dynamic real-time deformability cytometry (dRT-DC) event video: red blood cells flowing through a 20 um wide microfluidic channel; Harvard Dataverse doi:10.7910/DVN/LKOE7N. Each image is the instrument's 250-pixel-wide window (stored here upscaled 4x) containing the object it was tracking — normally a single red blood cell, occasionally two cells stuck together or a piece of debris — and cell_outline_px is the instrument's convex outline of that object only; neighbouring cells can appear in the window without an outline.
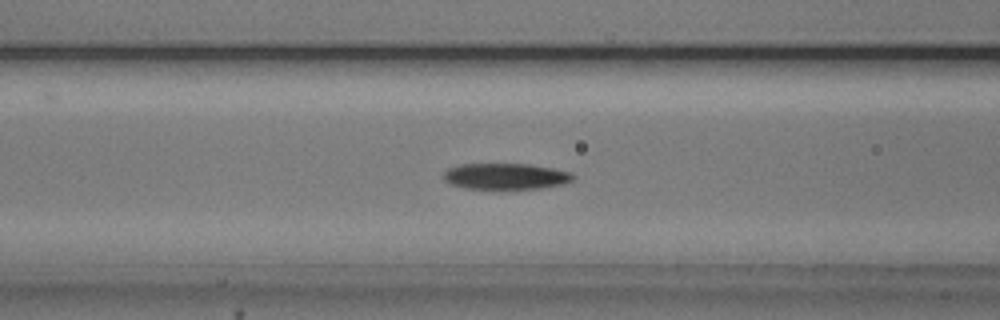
{"species": "common noctule bat (a hibernating species)", "species_latin": "Nyctalus noctula", "temperature_condition": "cold", "stored_images_in_passage": 54, "camera_frame_rate_fps": 3000, "um_per_image_px": 0.085, "animal": {"sex": "male", "body_mass_g": 20.5, "forearm_length_mm": 52.5}, "frame": {"image": 1, "passage_image": 22, "time_ms": 7.0, "image_size_px": [1000, 320], "cell_outline_px": [[576, 176], [572, 180], [564, 184], [540, 188], [504, 192], [496, 192], [464, 188], [452, 184], [444, 180], [444, 172], [448, 168], [460, 164], [528, 164], [552, 168], [572, 172]], "centroid_in_image_um": [42.98, 15.04], "position_along_channel_um": 123.6, "area_um2": 20.75}}
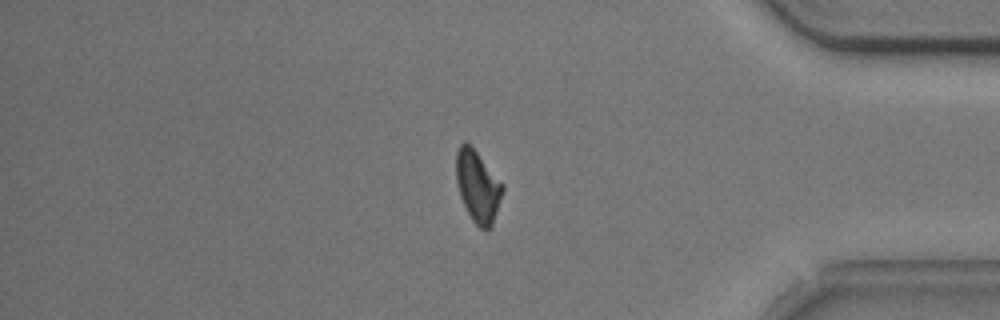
{"frame": {"image": 2, "passage_image": 46, "time_ms": 15.0, "image_size_px": [1000, 320], "cell_outline_px": [[504, 188], [492, 228], [480, 228], [472, 220], [460, 196], [456, 180], [456, 152], [460, 144], [464, 140], [476, 152], [504, 184]], "centroid_in_image_um": [40.61, 15.85], "position_along_channel_um": 394.6, "area_um2": 19.19}}
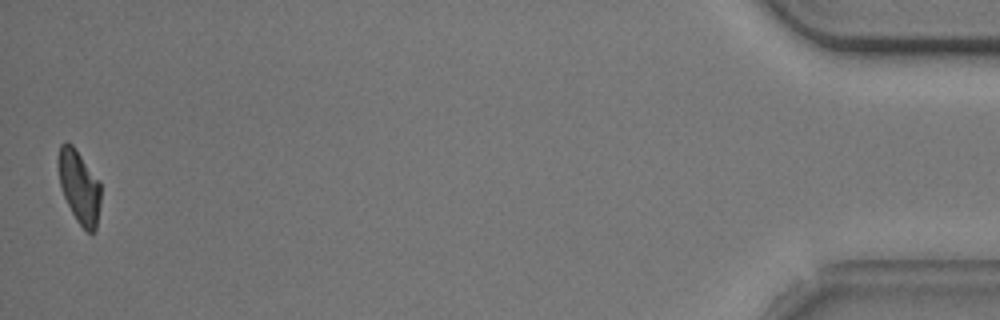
{"frame": {"image": 3, "passage_image": 54, "time_ms": 17.667, "image_size_px": [1000, 320], "cell_outline_px": [[100, 204], [96, 228], [92, 232], [88, 232], [76, 220], [64, 196], [60, 184], [56, 160], [60, 144], [72, 144], [100, 180]], "centroid_in_image_um": [6.73, 15.84], "position_along_channel_um": 428.5, "area_um2": 18.03}, "authors_computed_cell_mechanics": {"area_um2": 19.7387, "velocity_mm_per_s": 3.7297, "shape_relaxation_time_tau1_ms": 4.3229, "shape_relaxation_time_tau2_ms": null, "deformation_change_tau1": 0.1419, "deformation_change_tau2": null}}